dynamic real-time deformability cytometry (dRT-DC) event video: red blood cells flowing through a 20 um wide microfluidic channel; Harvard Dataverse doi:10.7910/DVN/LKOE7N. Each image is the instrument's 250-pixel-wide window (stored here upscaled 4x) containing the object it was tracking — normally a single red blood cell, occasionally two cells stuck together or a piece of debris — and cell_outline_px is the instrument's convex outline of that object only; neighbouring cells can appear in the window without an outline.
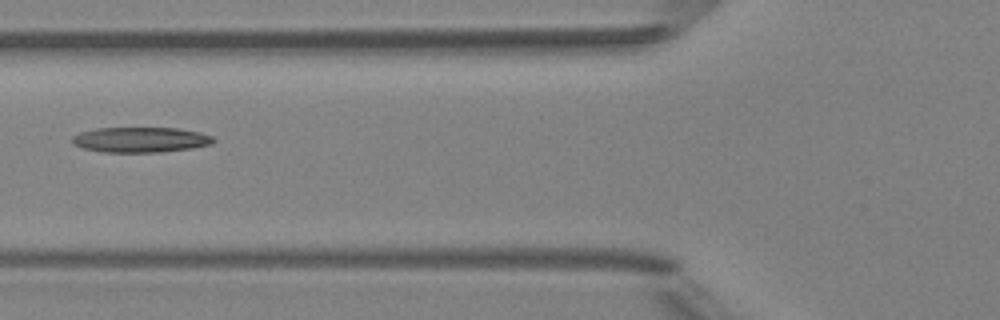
{"species": "Egyptian fruit bat (a non-hibernating species)", "species_latin": "Rousettus aegyptiacus", "temperature_condition": "room temperature", "stored_images_in_passage": 7, "camera_frame_rate_fps": 3000, "um_per_image_px": 0.085, "animal": {"sex": "female"}, "frame": {"image": 1, "passage_image": 6, "time_ms": 6.333, "image_size_px": [1000, 320], "cell_outline_px": [[216, 140], [212, 144], [192, 148], [160, 152], [104, 152], [84, 148], [72, 144], [72, 136], [80, 132], [96, 128], [176, 128], [200, 132], [212, 136]], "centroid_in_image_um": [11.95, 11.87], "position_along_channel_um": 113.8, "area_um2": 20.81}}
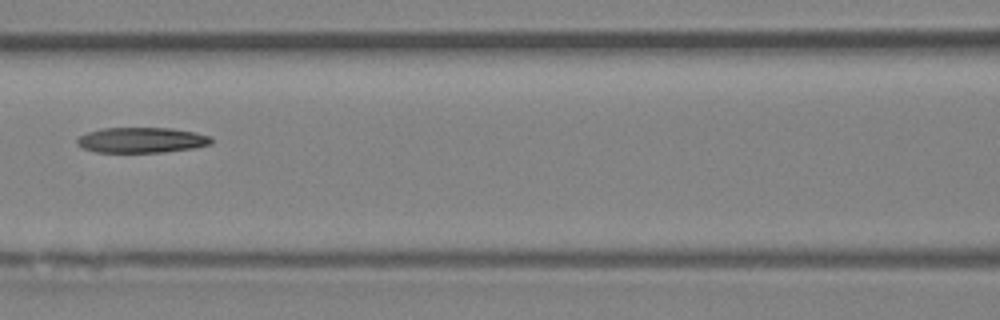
{"frame": {"image": 2, "passage_image": 7, "time_ms": 7.333, "image_size_px": [1000, 320], "cell_outline_px": [[212, 144], [192, 148], [164, 152], [96, 152], [84, 148], [76, 144], [76, 140], [80, 136], [88, 132], [104, 128], [172, 128], [196, 132], [212, 136]], "centroid_in_image_um": [12.07, 11.9], "position_along_channel_um": 154.5, "area_um2": 19.88}}